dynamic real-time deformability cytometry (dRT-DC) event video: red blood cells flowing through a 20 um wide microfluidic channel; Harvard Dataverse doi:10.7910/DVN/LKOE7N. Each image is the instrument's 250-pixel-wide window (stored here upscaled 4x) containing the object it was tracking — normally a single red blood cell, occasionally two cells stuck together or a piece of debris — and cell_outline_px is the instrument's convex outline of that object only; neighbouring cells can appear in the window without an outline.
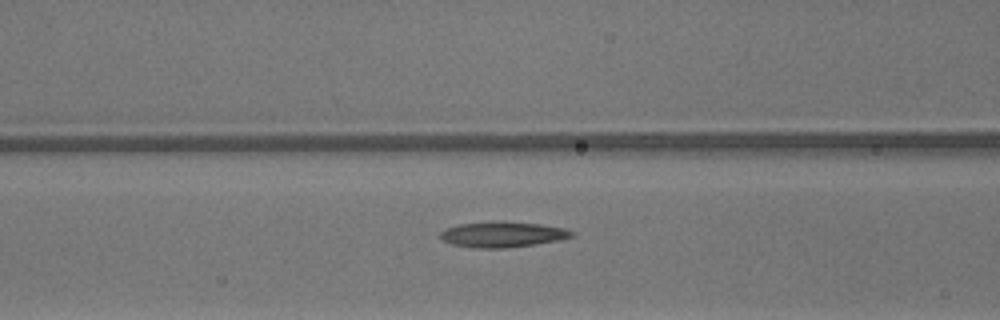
{"species": "common noctule bat (a hibernating species)", "species_latin": "Nyctalus noctula", "temperature_condition": "warm", "stored_images_in_passage": 36, "camera_frame_rate_fps": 3000, "um_per_image_px": 0.085, "animal": {"sex": "male", "body_mass_g": 13.3}, "frame": {"image": 1, "passage_image": 17, "time_ms": 5.333, "image_size_px": [1000, 320], "cell_outline_px": [[576, 236], [560, 240], [536, 244], [504, 248], [476, 248], [452, 244], [444, 240], [440, 236], [440, 232], [448, 228], [460, 224], [488, 220], [492, 220], [540, 224], [564, 228], [576, 232]], "centroid_in_image_um": [42.77, 19.91], "position_along_channel_um": 123.8, "area_um2": 19.77}}
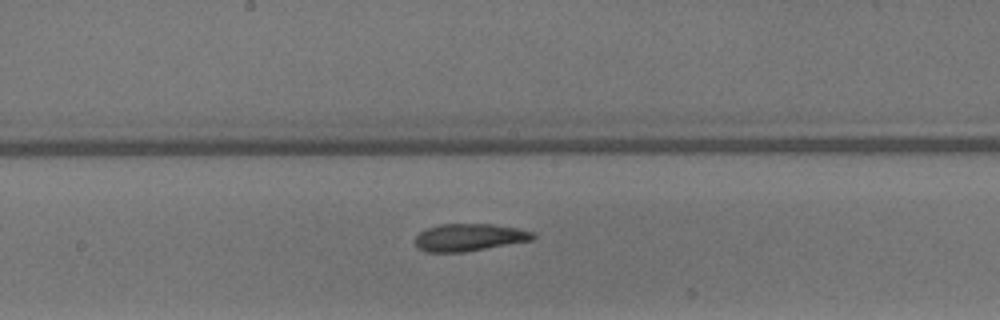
{"frame": {"image": 2, "passage_image": 23, "time_ms": 7.333, "image_size_px": [1000, 320], "cell_outline_px": [[536, 236], [532, 240], [464, 252], [424, 252], [416, 248], [416, 236], [420, 232], [428, 228], [440, 224], [492, 224], [516, 228], [532, 232]], "centroid_in_image_um": [39.85, 20.18], "position_along_channel_um": 208.4, "area_um2": 18.67}}
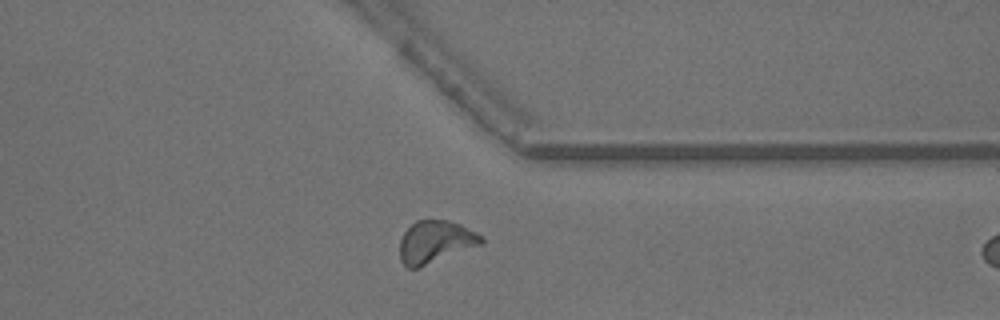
{"frame": {"image": 3, "passage_image": 35, "time_ms": 11.333, "image_size_px": [1000, 320], "cell_outline_px": [[484, 244], [416, 268], [408, 268], [400, 260], [400, 240], [404, 232], [416, 220], [448, 220], [460, 224], [484, 236]], "centroid_in_image_um": [37.03, 20.55], "position_along_channel_um": 374.4, "area_um2": 20.11}}